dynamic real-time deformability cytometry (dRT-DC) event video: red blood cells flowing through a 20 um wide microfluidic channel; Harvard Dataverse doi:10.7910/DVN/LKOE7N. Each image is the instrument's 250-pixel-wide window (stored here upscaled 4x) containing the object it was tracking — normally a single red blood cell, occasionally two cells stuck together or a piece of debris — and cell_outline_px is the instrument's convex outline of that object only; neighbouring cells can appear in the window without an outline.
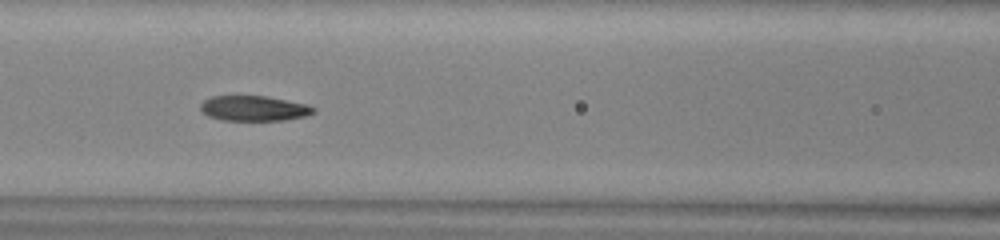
{"species": "common noctule bat (a hibernating species)", "species_latin": "Nyctalus noctula", "temperature_condition": "warm", "stored_images_in_passage": 40, "camera_frame_rate_fps": 3000, "um_per_image_px": 0.085, "animal": {"sex": "male", "body_mass_g": 13.0, "forearm_length_mm": 53.1}, "frame": {"image": 1, "passage_image": 12, "time_ms": 3.667, "image_size_px": [1000, 240], "cell_outline_px": [[316, 112], [304, 116], [284, 120], [224, 120], [208, 116], [200, 108], [200, 104], [204, 100], [212, 96], [264, 96], [308, 104], [316, 108]], "centroid_in_image_um": [21.6, 9.21], "position_along_channel_um": 145.0, "area_um2": 16.47}, "authors_computed_cell_mechanics": {"area_um2": 17.5134, "velocity_mm_per_s": 3.9934, "shape_relaxation_time_tau1_ms": 4.1807, "shape_relaxation_time_tau2_ms": 2.2976, "deformation_change_tau1": 0.1625, "deformation_change_tau2": 0.0962}}